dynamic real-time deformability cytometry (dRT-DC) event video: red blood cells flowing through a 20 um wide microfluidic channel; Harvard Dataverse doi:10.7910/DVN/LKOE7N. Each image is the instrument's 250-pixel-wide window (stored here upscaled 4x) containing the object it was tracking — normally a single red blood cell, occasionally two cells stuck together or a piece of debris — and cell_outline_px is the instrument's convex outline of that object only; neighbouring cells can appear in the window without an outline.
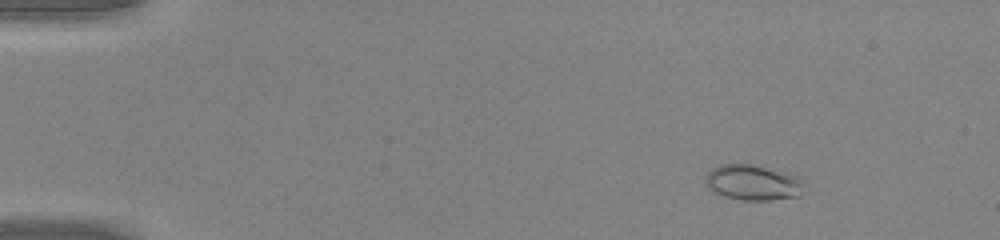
{"species": "common noctule bat (a hibernating species)", "species_latin": "Nyctalus noctula", "temperature_condition": "warm", "stored_images_in_passage": 49, "camera_frame_rate_fps": 3000, "um_per_image_px": 0.085, "animal": {"sex": "male", "body_mass_g": 20.0, "forearm_length_mm": 53.3}, "frame": {"image": 1, "passage_image": 7, "time_ms": 2.0, "image_size_px": [1000, 240], "cell_outline_px": [[804, 180], [800, 196], [768, 200], [740, 200], [724, 196], [712, 192], [708, 188], [704, 180], [708, 172], [712, 168], [720, 164], [756, 164], [796, 176]], "centroid_in_image_um": [63.96, 15.51], "position_along_channel_um": 21.0, "area_um2": 20.52}}
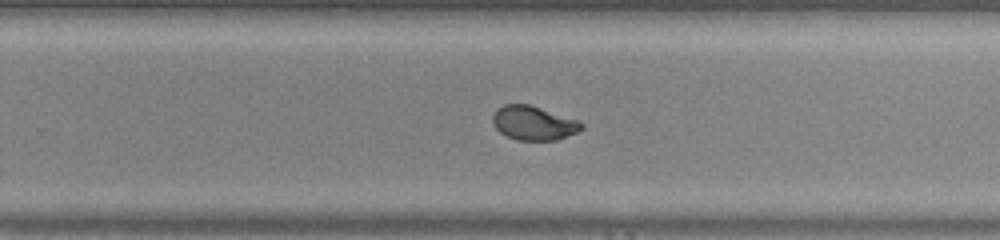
{"frame": {"image": 2, "passage_image": 33, "time_ms": 10.667, "image_size_px": [1000, 240], "cell_outline_px": [[584, 128], [576, 132], [556, 140], [516, 140], [500, 132], [492, 124], [492, 116], [496, 108], [504, 104], [528, 104], [576, 120], [584, 124]], "centroid_in_image_um": [45.3, 10.46], "position_along_channel_um": 284.5, "area_um2": 17.46}}
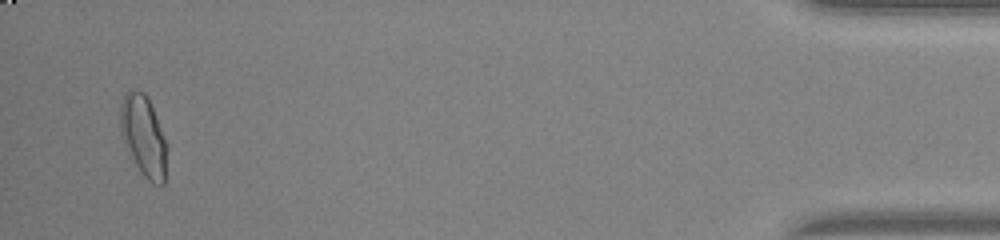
{"frame": {"image": 3, "passage_image": 48, "time_ms": 15.667, "image_size_px": [1000, 240], "cell_outline_px": [[168, 148], [164, 184], [152, 184], [140, 172], [128, 152], [124, 144], [120, 132], [120, 104], [128, 88], [132, 88], [144, 92], [148, 96], [168, 144]], "centroid_in_image_um": [12.21, 11.54], "position_along_channel_um": 423.0, "area_um2": 22.54}, "authors_computed_cell_mechanics": {"area_um2": 18.7272, "velocity_mm_per_s": 4.2724, "shape_relaxation_time_tau1_ms": 5.1095, "shape_relaxation_time_tau2_ms": null, "deformation_change_tau1": 0.2056, "deformation_change_tau2": null}}